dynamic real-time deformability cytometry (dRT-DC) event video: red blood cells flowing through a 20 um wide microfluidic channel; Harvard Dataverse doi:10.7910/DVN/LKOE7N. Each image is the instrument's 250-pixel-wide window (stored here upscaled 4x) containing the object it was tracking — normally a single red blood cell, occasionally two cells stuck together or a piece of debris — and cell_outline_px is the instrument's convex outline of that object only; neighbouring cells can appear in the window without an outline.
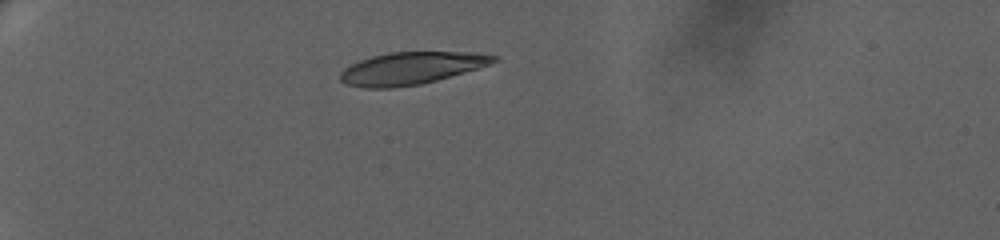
{"species": "human", "species_latin": "Homo sapiens", "temperature_condition": "warm", "stored_images_in_passage": 47, "segment_of_instrument_passage": [1, 2], "camera_frame_rate_fps": 3000, "um_per_image_px": 0.085, "donor": {"sex": "female"}, "frame": {"image": 1, "passage_image": 1, "time_ms": 0.0, "image_size_px": [1000, 240], "cell_outline_px": [[496, 60], [488, 64], [476, 68], [436, 80], [420, 84], [388, 88], [368, 88], [348, 84], [340, 80], [340, 72], [352, 64], [360, 60], [372, 56], [388, 52], [464, 52], [496, 56]], "centroid_in_image_um": [34.88, 5.8], "position_along_channel_um": 50.1, "area_um2": 28.15}}
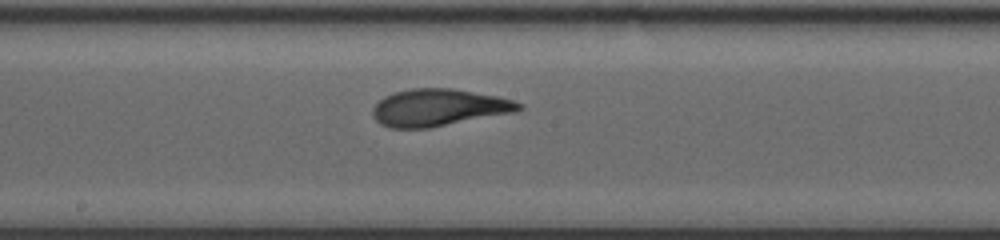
{"frame": {"image": 2, "passage_image": 20, "time_ms": 6.333, "image_size_px": [1000, 240], "cell_outline_px": [[524, 108], [512, 112], [428, 128], [392, 128], [380, 124], [372, 116], [372, 108], [380, 100], [396, 92], [412, 88], [452, 88], [496, 96], [512, 100], [524, 104]], "centroid_in_image_um": [37.27, 9.14], "position_along_channel_um": 210.9, "area_um2": 31.15}}
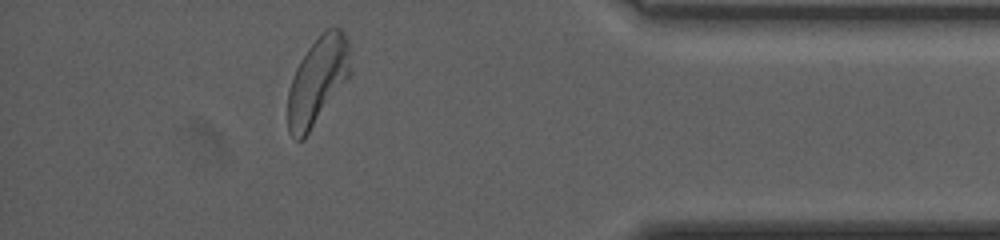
{"frame": {"image": 3, "passage_image": 40, "time_ms": 13.0, "image_size_px": [1000, 240], "cell_outline_px": [[348, 76], [304, 140], [296, 140], [288, 132], [288, 92], [296, 68], [300, 60], [308, 48], [328, 28], [340, 28], [344, 32], [348, 40]], "centroid_in_image_um": [26.94, 6.9], "position_along_channel_um": 408.3, "area_um2": 30.87}}